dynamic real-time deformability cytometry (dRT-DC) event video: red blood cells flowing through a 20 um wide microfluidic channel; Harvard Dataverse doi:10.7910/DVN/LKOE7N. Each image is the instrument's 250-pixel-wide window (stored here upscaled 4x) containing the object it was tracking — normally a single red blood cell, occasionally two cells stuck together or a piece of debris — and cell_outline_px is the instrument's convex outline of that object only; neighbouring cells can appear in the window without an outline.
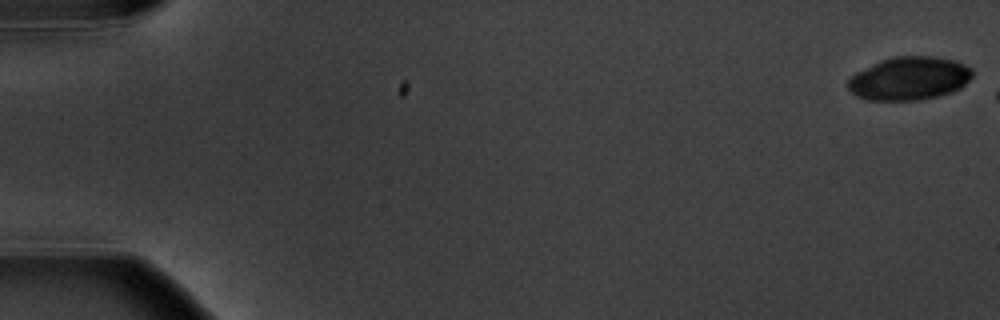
{"species": "common noctule bat (a hibernating species)", "species_latin": "Nyctalus noctula", "temperature_condition": "warm", "stored_images_in_passage": 3, "camera_frame_rate_fps": 3000, "um_per_image_px": 0.085, "animal": {"sex": "male", "body_mass_g": 20.1, "forearm_length_mm": 53.5}, "frame": {"image": 1, "passage_image": 1, "time_ms": 0.0, "image_size_px": [1000, 320], "cell_outline_px": [[972, 76], [960, 88], [952, 92], [936, 96], [916, 100], [864, 100], [856, 96], [848, 88], [848, 80], [856, 72], [880, 60], [892, 56], [932, 56], [952, 60], [964, 64], [972, 68]], "centroid_in_image_um": [77.26, 6.66], "position_along_channel_um": 7.7, "area_um2": 31.27}}